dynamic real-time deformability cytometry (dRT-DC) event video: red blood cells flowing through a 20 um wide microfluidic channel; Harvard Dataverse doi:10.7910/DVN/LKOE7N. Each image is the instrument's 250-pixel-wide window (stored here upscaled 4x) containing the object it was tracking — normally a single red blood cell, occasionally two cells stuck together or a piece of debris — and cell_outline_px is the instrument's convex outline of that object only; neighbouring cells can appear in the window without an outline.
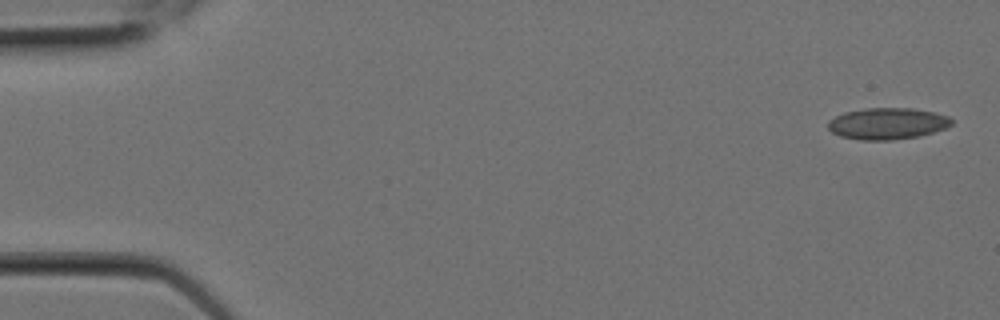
{"species": "Egyptian fruit bat (a non-hibernating species)", "species_latin": "Rousettus aegyptiacus", "temperature_condition": "room temperature", "stored_images_in_passage": 7, "camera_frame_rate_fps": 3000, "um_per_image_px": 0.085, "animal": {"sex": "female"}, "frame": {"image": 1, "passage_image": 1, "time_ms": 0.0, "image_size_px": [1000, 320], "cell_outline_px": [[952, 124], [944, 128], [932, 132], [916, 136], [892, 140], [860, 140], [840, 136], [832, 132], [828, 128], [828, 120], [844, 112], [864, 108], [912, 108], [936, 112], [948, 116], [952, 120]], "centroid_in_image_um": [75.4, 10.49], "position_along_channel_um": 9.6, "area_um2": 22.66}}
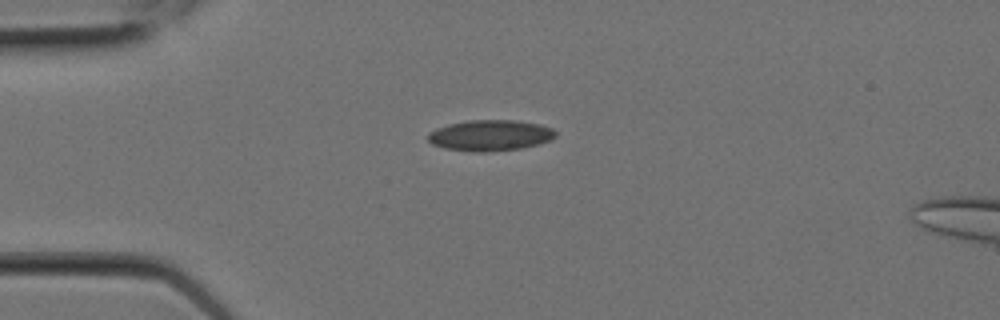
{"frame": {"image": 2, "passage_image": 5, "time_ms": 1.333, "image_size_px": [1000, 320], "cell_outline_px": [[556, 136], [552, 140], [520, 148], [488, 152], [472, 152], [444, 148], [432, 144], [428, 140], [428, 132], [436, 128], [448, 124], [468, 120], [516, 120], [540, 124], [552, 128], [556, 132]], "centroid_in_image_um": [41.65, 11.5], "position_along_channel_um": 43.3, "area_um2": 23.12}}
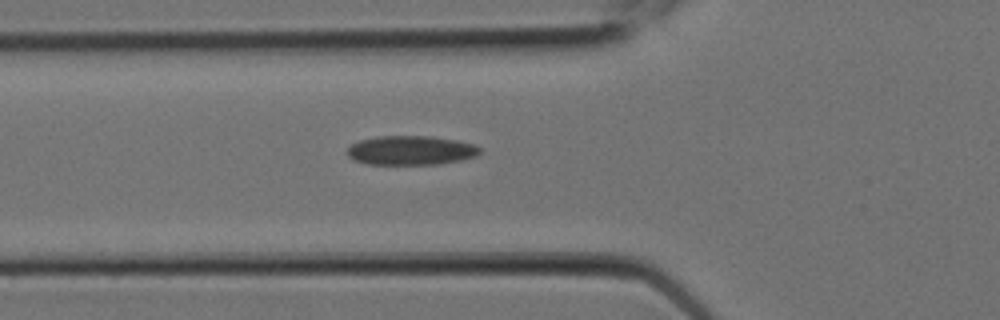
{"frame": {"image": 3, "passage_image": 7, "time_ms": 2.0, "image_size_px": [1000, 320], "cell_outline_px": [[480, 152], [476, 156], [460, 160], [440, 164], [364, 164], [352, 160], [348, 156], [348, 148], [352, 144], [360, 140], [376, 136], [428, 136], [456, 140], [472, 144], [480, 148]], "centroid_in_image_um": [34.88, 12.78], "position_along_channel_um": 90.9, "area_um2": 22.54}}